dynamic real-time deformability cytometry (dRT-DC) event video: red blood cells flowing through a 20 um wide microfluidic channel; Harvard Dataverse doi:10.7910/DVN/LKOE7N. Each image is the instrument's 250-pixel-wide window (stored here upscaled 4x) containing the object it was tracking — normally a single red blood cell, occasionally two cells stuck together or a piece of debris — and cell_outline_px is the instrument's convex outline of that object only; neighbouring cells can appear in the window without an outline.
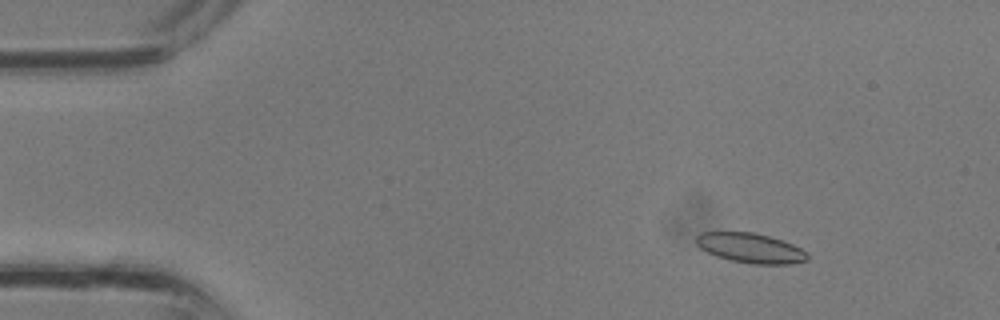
{"species": "common noctule bat (a hibernating species)", "species_latin": "Nyctalus noctula", "temperature_condition": "room temperature", "stored_images_in_passage": 35, "segment_of_instrument_passage": [1, 2], "camera_frame_rate_fps": 3000, "um_per_image_px": 0.085, "animal": {"sex": "male", "body_mass_g": 13.3}, "frame": {"image": 1, "passage_image": 3, "time_ms": 0.667, "image_size_px": [1000, 320], "cell_outline_px": [[808, 260], [788, 264], [752, 264], [732, 260], [716, 256], [700, 248], [696, 244], [696, 236], [700, 232], [752, 232], [768, 236], [792, 244], [808, 252]], "centroid_in_image_um": [63.78, 21.08], "position_along_channel_um": 21.2, "area_um2": 19.19}}
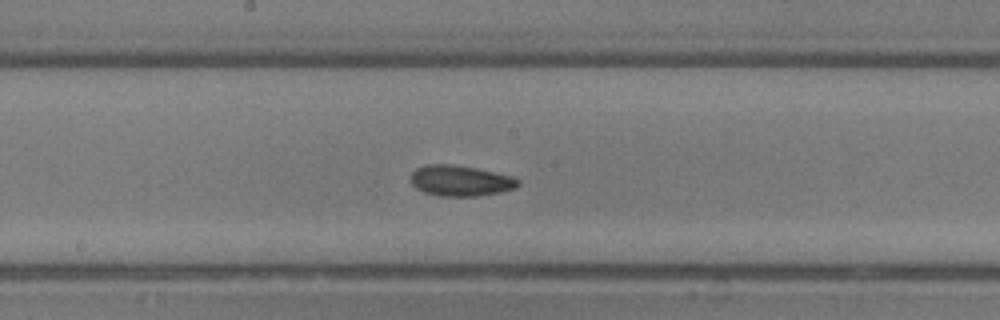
{"frame": {"image": 2, "passage_image": 17, "time_ms": 5.333, "image_size_px": [1000, 320], "cell_outline_px": [[520, 184], [516, 188], [500, 192], [476, 196], [440, 196], [424, 192], [416, 188], [412, 184], [412, 172], [416, 168], [424, 164], [452, 164], [476, 168], [512, 176], [520, 180]], "centroid_in_image_um": [39.14, 15.35], "position_along_channel_um": 209.1, "area_um2": 19.25}}
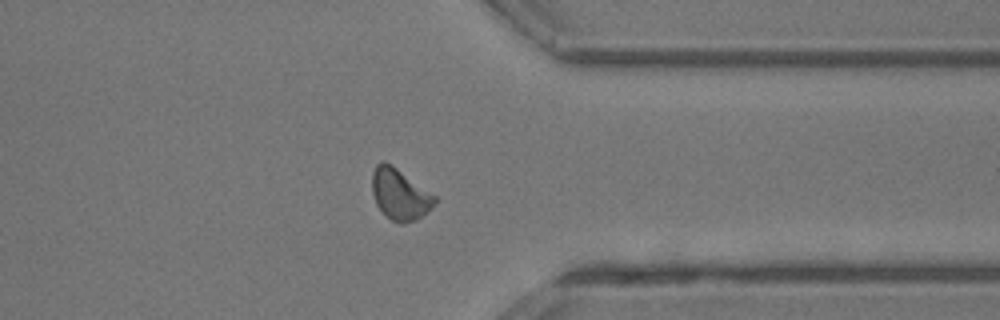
{"frame": {"image": 3, "passage_image": 26, "time_ms": 8.333, "image_size_px": [1000, 320], "cell_outline_px": [[436, 200], [432, 208], [416, 220], [400, 224], [392, 220], [376, 204], [372, 192], [372, 172], [376, 164], [380, 160], [384, 160], [392, 164], [436, 196]], "centroid_in_image_um": [33.97, 16.48], "position_along_channel_um": 377.4, "area_um2": 18.61}}